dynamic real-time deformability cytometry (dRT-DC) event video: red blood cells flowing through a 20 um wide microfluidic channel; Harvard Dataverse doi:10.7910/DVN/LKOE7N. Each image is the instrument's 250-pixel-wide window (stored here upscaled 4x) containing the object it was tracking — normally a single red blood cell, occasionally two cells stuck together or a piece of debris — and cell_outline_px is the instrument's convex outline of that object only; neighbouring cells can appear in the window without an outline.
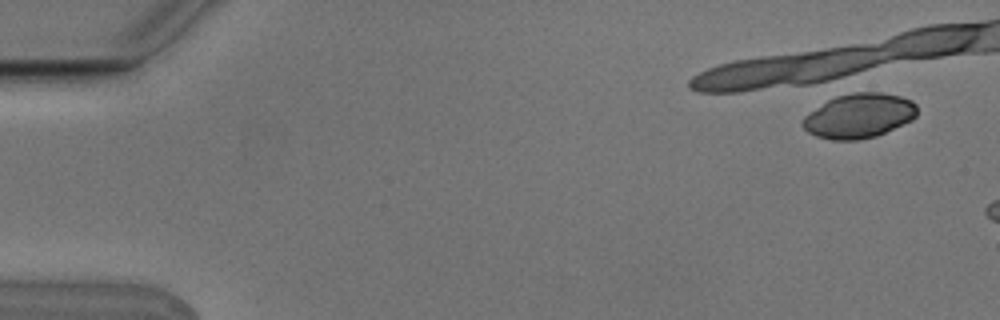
{"species": "Egyptian fruit bat (a non-hibernating species)", "species_latin": "Rousettus aegyptiacus", "temperature_condition": "cold", "stored_images_in_passage": 1, "camera_frame_rate_fps": 3000, "um_per_image_px": 0.085, "animal": {"sex": "male"}, "frame": {"image": 1, "passage_image": 1, "time_ms": 0.0, "image_size_px": [1000, 320], "cell_outline_px": [[916, 116], [912, 120], [876, 136], [856, 140], [832, 140], [816, 136], [808, 132], [800, 124], [800, 120], [804, 116], [828, 100], [836, 96], [852, 92], [880, 92], [900, 96], [912, 100], [916, 104]], "centroid_in_image_um": [73.0, 9.84], "position_along_channel_um": 12.0, "area_um2": 29.71}}